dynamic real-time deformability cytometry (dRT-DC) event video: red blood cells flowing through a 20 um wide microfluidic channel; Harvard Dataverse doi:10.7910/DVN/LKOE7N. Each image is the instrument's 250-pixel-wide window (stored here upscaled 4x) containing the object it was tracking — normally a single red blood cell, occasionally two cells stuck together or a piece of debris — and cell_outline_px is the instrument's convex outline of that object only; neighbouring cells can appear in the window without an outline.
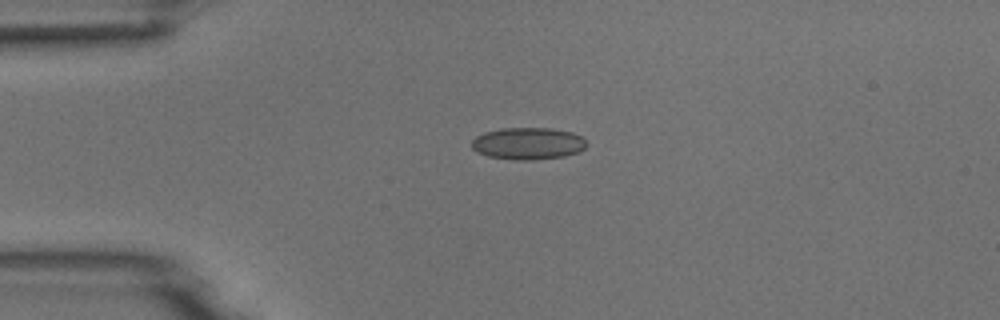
{"species": "common noctule bat (a hibernating species)", "species_latin": "Nyctalus noctula", "temperature_condition": "room temperature", "stored_images_in_passage": 4, "camera_frame_rate_fps": 3000, "um_per_image_px": 0.085, "animal": {"sex": "male", "body_mass_g": 18.8}, "frame": {"image": 1, "passage_image": 1, "time_ms": 0.0, "image_size_px": [1000, 320], "cell_outline_px": [[588, 144], [580, 152], [564, 156], [532, 160], [516, 160], [488, 156], [476, 152], [472, 148], [472, 140], [476, 136], [484, 132], [500, 128], [552, 128], [572, 132], [580, 136]], "centroid_in_image_um": [44.87, 12.19], "position_along_channel_um": 40.1, "area_um2": 21.56}}